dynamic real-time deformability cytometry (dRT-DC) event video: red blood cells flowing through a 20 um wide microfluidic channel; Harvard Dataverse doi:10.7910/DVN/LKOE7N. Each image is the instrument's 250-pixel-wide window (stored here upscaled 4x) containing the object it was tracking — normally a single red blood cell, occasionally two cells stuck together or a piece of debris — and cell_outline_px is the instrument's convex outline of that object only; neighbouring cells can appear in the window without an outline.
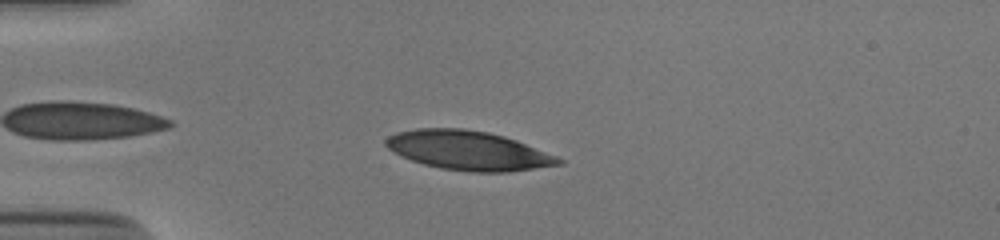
{"species": "human", "species_latin": "Homo sapiens", "temperature_condition": "cold", "stored_images_in_passage": 39, "camera_frame_rate_fps": 3000, "um_per_image_px": 0.085, "donor": {"sex": "male"}, "frame": {"image": 1, "passage_image": 4, "time_ms": 1.0, "image_size_px": [1000, 240], "cell_outline_px": [[564, 164], [508, 172], [472, 172], [440, 168], [424, 164], [400, 156], [388, 148], [384, 144], [384, 140], [388, 136], [396, 132], [416, 128], [464, 128], [488, 132], [504, 136], [516, 140], [556, 156], [564, 160]], "centroid_in_image_um": [39.78, 12.79], "position_along_channel_um": 45.2, "area_um2": 39.54}}
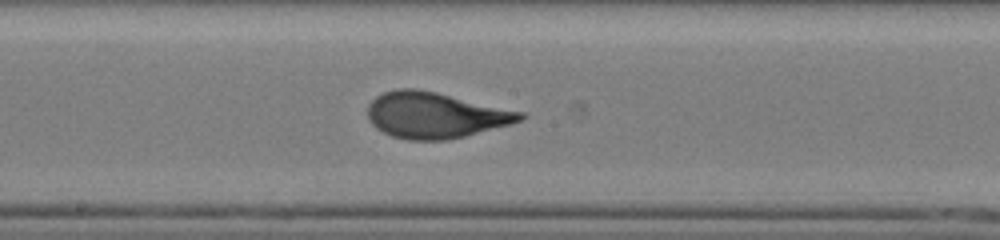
{"frame": {"image": 2, "passage_image": 19, "time_ms": 6.0, "image_size_px": [1000, 240], "cell_outline_px": [[528, 116], [512, 124], [464, 136], [444, 140], [408, 140], [392, 136], [376, 128], [368, 120], [368, 104], [376, 96], [384, 92], [396, 88], [416, 88], [436, 92], [524, 112]], "centroid_in_image_um": [36.98, 9.78], "position_along_channel_um": 211.2, "area_um2": 40.81}}
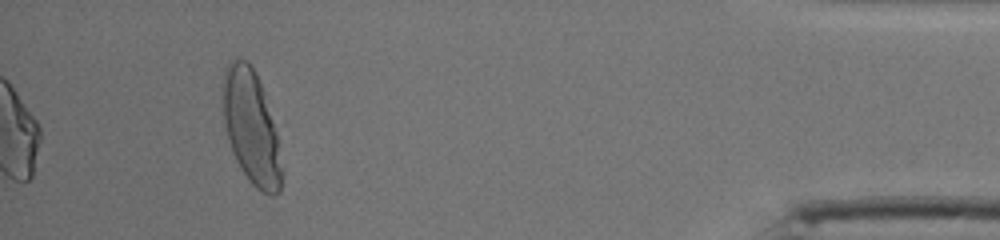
{"frame": {"image": 3, "passage_image": 39, "time_ms": 12.667, "image_size_px": [1000, 240], "cell_outline_px": [[284, 172], [280, 192], [272, 196], [256, 188], [248, 180], [240, 168], [232, 152], [228, 140], [224, 120], [224, 68], [232, 56], [236, 56], [248, 60], [256, 72], [264, 92], [276, 132], [284, 168]], "centroid_in_image_um": [21.38, 10.82], "position_along_channel_um": 413.8, "area_um2": 39.42}, "authors_computed_cell_mechanics": {"area_um2": 39.5352, "velocity_mm_per_s": 3.8758, "shape_relaxation_time_tau1_ms": 3.7053, "shape_relaxation_time_tau2_ms": null, "deformation_change_tau1": 0.187, "deformation_change_tau2": null}}